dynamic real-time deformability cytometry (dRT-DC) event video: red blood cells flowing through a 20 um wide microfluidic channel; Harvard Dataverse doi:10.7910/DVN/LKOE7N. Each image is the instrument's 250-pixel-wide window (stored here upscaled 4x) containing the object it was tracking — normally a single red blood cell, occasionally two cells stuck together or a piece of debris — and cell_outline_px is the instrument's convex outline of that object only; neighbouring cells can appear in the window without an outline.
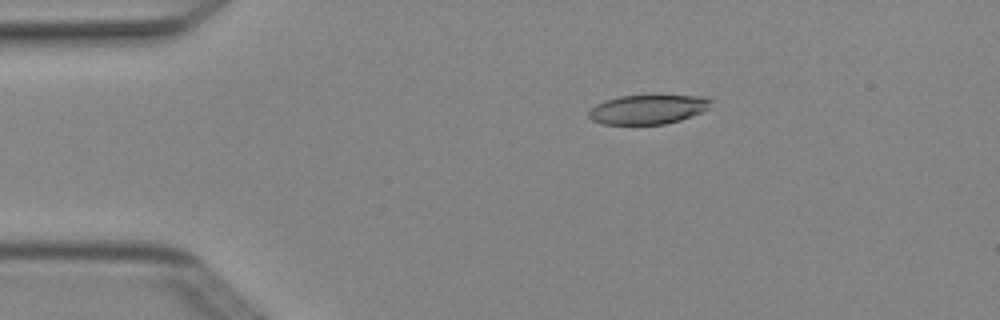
{"species": "Egyptian fruit bat (a non-hibernating species)", "species_latin": "Rousettus aegyptiacus", "temperature_condition": "cold", "stored_images_in_passage": 3, "camera_frame_rate_fps": 3000, "um_per_image_px": 0.085, "animal": {"sex": "female"}, "frame": {"image": 1, "passage_image": 1, "time_ms": 0.0, "image_size_px": [1000, 320], "cell_outline_px": [[712, 100], [708, 108], [704, 112], [680, 120], [664, 124], [604, 124], [592, 120], [588, 116], [588, 112], [596, 104], [604, 100], [620, 96], [700, 96]], "centroid_in_image_um": [55.06, 9.3], "position_along_channel_um": 29.9, "area_um2": 20.69}}
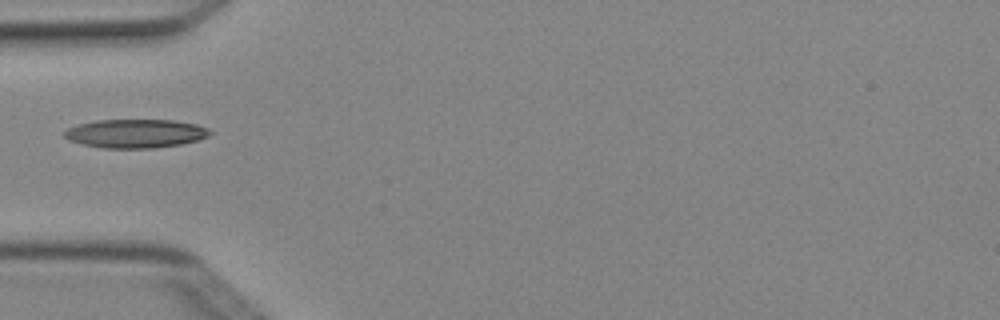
{"frame": {"image": 2, "passage_image": 3, "time_ms": 0.667, "image_size_px": [1000, 320], "cell_outline_px": [[212, 132], [208, 136], [196, 140], [180, 144], [152, 148], [104, 148], [80, 144], [68, 140], [64, 136], [64, 132], [68, 128], [80, 124], [96, 120], [172, 120], [196, 124], [208, 128]], "centroid_in_image_um": [11.5, 11.35], "position_along_channel_um": 73.5, "area_um2": 24.22}}